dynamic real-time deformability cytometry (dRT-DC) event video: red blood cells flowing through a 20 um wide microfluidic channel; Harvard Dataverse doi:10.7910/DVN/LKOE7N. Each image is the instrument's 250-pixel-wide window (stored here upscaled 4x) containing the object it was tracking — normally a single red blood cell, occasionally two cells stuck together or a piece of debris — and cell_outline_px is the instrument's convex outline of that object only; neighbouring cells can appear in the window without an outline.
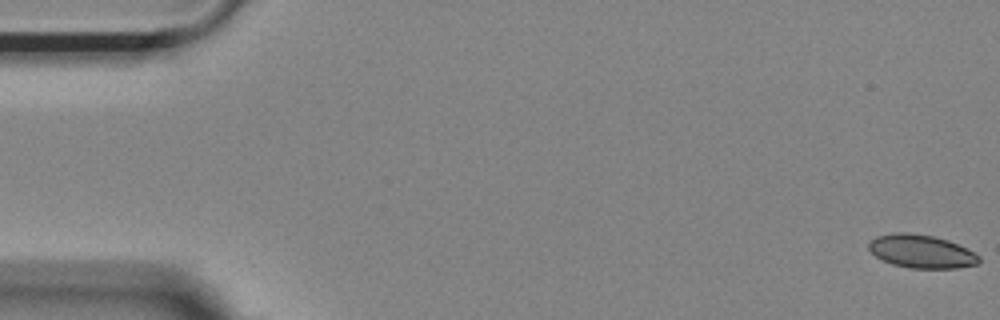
{"species": "Egyptian fruit bat (a non-hibernating species)", "species_latin": "Rousettus aegyptiacus", "temperature_condition": "room temperature", "stored_images_in_passage": 54, "camera_frame_rate_fps": 3000, "um_per_image_px": 0.085, "animal": {"sex": "female"}, "frame": {"image": 1, "passage_image": 1, "time_ms": 0.0, "image_size_px": [1000, 320], "cell_outline_px": [[980, 260], [976, 264], [956, 268], [908, 268], [892, 264], [876, 256], [868, 248], [868, 240], [876, 236], [892, 232], [908, 232], [932, 236], [948, 240], [968, 248], [980, 256]], "centroid_in_image_um": [78.3, 21.35], "position_along_channel_um": 6.7, "area_um2": 21.5}}
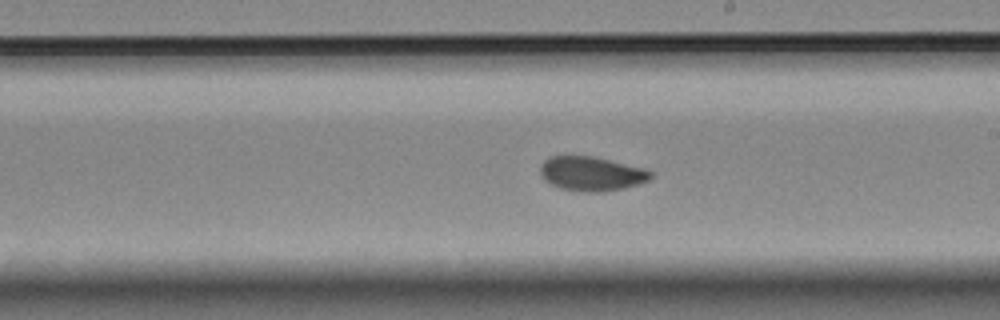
{"frame": {"image": 2, "passage_image": 31, "time_ms": 10.0, "image_size_px": [1000, 320], "cell_outline_px": [[652, 176], [648, 180], [624, 188], [600, 192], [584, 192], [560, 188], [548, 184], [540, 176], [540, 164], [544, 160], [552, 156], [592, 156], [644, 168], [652, 172]], "centroid_in_image_um": [50.22, 14.77], "position_along_channel_um": 238.8, "area_um2": 22.08}}
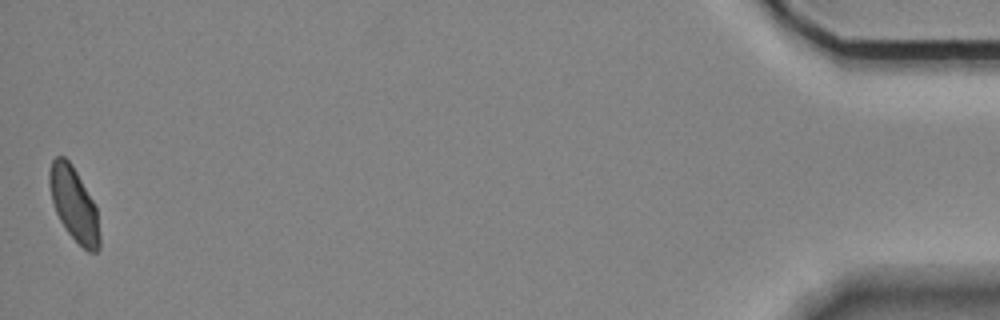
{"frame": {"image": 3, "passage_image": 54, "time_ms": 17.667, "image_size_px": [1000, 320], "cell_outline_px": [[100, 248], [96, 252], [88, 252], [68, 232], [60, 220], [56, 212], [52, 200], [48, 184], [48, 172], [52, 160], [56, 156], [64, 156], [72, 164], [92, 200], [96, 208], [100, 236]], "centroid_in_image_um": [6.27, 17.34], "position_along_channel_um": 428.9, "area_um2": 21.33}, "authors_computed_cell_mechanics": {"area_um2": 21.9062, "velocity_mm_per_s": 3.6875, "shape_relaxation_time_tau1_ms": null, "shape_relaxation_time_tau2_ms": 2.0767, "deformation_change_tau1": null, "deformation_change_tau2": 0.0511}}